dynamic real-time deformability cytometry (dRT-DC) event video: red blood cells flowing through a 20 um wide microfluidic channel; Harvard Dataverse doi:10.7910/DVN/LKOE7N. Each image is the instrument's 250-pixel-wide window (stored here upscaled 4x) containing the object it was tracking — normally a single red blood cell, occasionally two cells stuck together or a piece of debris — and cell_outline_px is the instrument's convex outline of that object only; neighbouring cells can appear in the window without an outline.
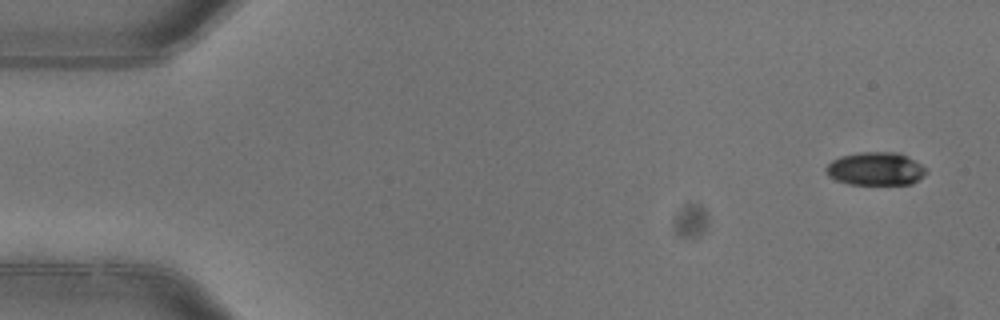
{"species": "common noctule bat (a hibernating species)", "species_latin": "Nyctalus noctula", "temperature_condition": "warm", "stored_images_in_passage": 3, "camera_frame_rate_fps": 3000, "um_per_image_px": 0.085, "animal": {"sex": "female"}, "frame": {"image": 1, "passage_image": 1, "time_ms": 0.0, "image_size_px": [1000, 320], "cell_outline_px": [[928, 172], [924, 176], [912, 184], [848, 184], [836, 180], [828, 176], [824, 172], [824, 168], [832, 160], [840, 156], [860, 152], [900, 152], [920, 164]], "centroid_in_image_um": [74.4, 14.35], "position_along_channel_um": 10.6, "area_um2": 19.48}}